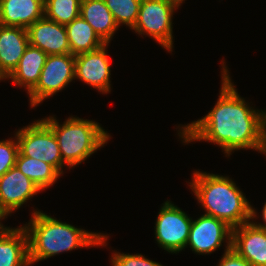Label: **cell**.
<instances>
[{
    "instance_id": "obj_1",
    "label": "cell",
    "mask_w": 266,
    "mask_h": 266,
    "mask_svg": "<svg viewBox=\"0 0 266 266\" xmlns=\"http://www.w3.org/2000/svg\"><path fill=\"white\" fill-rule=\"evenodd\" d=\"M222 80L215 106L203 118L177 128L182 142H213L226 157L236 150L265 151L266 111L253 109L237 91L222 59ZM181 128V129H180Z\"/></svg>"
},
{
    "instance_id": "obj_2",
    "label": "cell",
    "mask_w": 266,
    "mask_h": 266,
    "mask_svg": "<svg viewBox=\"0 0 266 266\" xmlns=\"http://www.w3.org/2000/svg\"><path fill=\"white\" fill-rule=\"evenodd\" d=\"M28 224L22 226L28 236L30 265L78 248L107 246L108 235L77 228L39 210H33Z\"/></svg>"
},
{
    "instance_id": "obj_3",
    "label": "cell",
    "mask_w": 266,
    "mask_h": 266,
    "mask_svg": "<svg viewBox=\"0 0 266 266\" xmlns=\"http://www.w3.org/2000/svg\"><path fill=\"white\" fill-rule=\"evenodd\" d=\"M192 177L189 186L205 215L224 221L232 229L259 217L229 176L196 170Z\"/></svg>"
},
{
    "instance_id": "obj_4",
    "label": "cell",
    "mask_w": 266,
    "mask_h": 266,
    "mask_svg": "<svg viewBox=\"0 0 266 266\" xmlns=\"http://www.w3.org/2000/svg\"><path fill=\"white\" fill-rule=\"evenodd\" d=\"M52 129L60 149L63 163L70 168L84 162L111 137L96 121L79 117H68L63 124L54 116L42 118Z\"/></svg>"
},
{
    "instance_id": "obj_5",
    "label": "cell",
    "mask_w": 266,
    "mask_h": 266,
    "mask_svg": "<svg viewBox=\"0 0 266 266\" xmlns=\"http://www.w3.org/2000/svg\"><path fill=\"white\" fill-rule=\"evenodd\" d=\"M182 2L179 0H142L136 24L132 28L138 35H148L169 53L173 46L174 10L177 11Z\"/></svg>"
},
{
    "instance_id": "obj_6",
    "label": "cell",
    "mask_w": 266,
    "mask_h": 266,
    "mask_svg": "<svg viewBox=\"0 0 266 266\" xmlns=\"http://www.w3.org/2000/svg\"><path fill=\"white\" fill-rule=\"evenodd\" d=\"M19 152L52 165L60 174L65 167L52 129L41 119L15 132Z\"/></svg>"
},
{
    "instance_id": "obj_7",
    "label": "cell",
    "mask_w": 266,
    "mask_h": 266,
    "mask_svg": "<svg viewBox=\"0 0 266 266\" xmlns=\"http://www.w3.org/2000/svg\"><path fill=\"white\" fill-rule=\"evenodd\" d=\"M74 69L75 56L71 53L48 55L36 86L28 93L31 108L56 95L75 80Z\"/></svg>"
},
{
    "instance_id": "obj_8",
    "label": "cell",
    "mask_w": 266,
    "mask_h": 266,
    "mask_svg": "<svg viewBox=\"0 0 266 266\" xmlns=\"http://www.w3.org/2000/svg\"><path fill=\"white\" fill-rule=\"evenodd\" d=\"M193 219L171 201L161 206L155 222V239L162 249L179 253L186 248Z\"/></svg>"
},
{
    "instance_id": "obj_9",
    "label": "cell",
    "mask_w": 266,
    "mask_h": 266,
    "mask_svg": "<svg viewBox=\"0 0 266 266\" xmlns=\"http://www.w3.org/2000/svg\"><path fill=\"white\" fill-rule=\"evenodd\" d=\"M232 228L218 218L202 214L192 221L187 246L199 255L215 252L226 242L231 248Z\"/></svg>"
},
{
    "instance_id": "obj_10",
    "label": "cell",
    "mask_w": 266,
    "mask_h": 266,
    "mask_svg": "<svg viewBox=\"0 0 266 266\" xmlns=\"http://www.w3.org/2000/svg\"><path fill=\"white\" fill-rule=\"evenodd\" d=\"M107 46L75 56V79H79L102 94L111 91V67Z\"/></svg>"
},
{
    "instance_id": "obj_11",
    "label": "cell",
    "mask_w": 266,
    "mask_h": 266,
    "mask_svg": "<svg viewBox=\"0 0 266 266\" xmlns=\"http://www.w3.org/2000/svg\"><path fill=\"white\" fill-rule=\"evenodd\" d=\"M41 190L16 166L0 177V208L9 216Z\"/></svg>"
},
{
    "instance_id": "obj_12",
    "label": "cell",
    "mask_w": 266,
    "mask_h": 266,
    "mask_svg": "<svg viewBox=\"0 0 266 266\" xmlns=\"http://www.w3.org/2000/svg\"><path fill=\"white\" fill-rule=\"evenodd\" d=\"M231 248L253 266H266V230L252 221L232 229Z\"/></svg>"
},
{
    "instance_id": "obj_13",
    "label": "cell",
    "mask_w": 266,
    "mask_h": 266,
    "mask_svg": "<svg viewBox=\"0 0 266 266\" xmlns=\"http://www.w3.org/2000/svg\"><path fill=\"white\" fill-rule=\"evenodd\" d=\"M27 32L29 44L41 49L47 55L71 53L65 25L43 17L34 22Z\"/></svg>"
},
{
    "instance_id": "obj_14",
    "label": "cell",
    "mask_w": 266,
    "mask_h": 266,
    "mask_svg": "<svg viewBox=\"0 0 266 266\" xmlns=\"http://www.w3.org/2000/svg\"><path fill=\"white\" fill-rule=\"evenodd\" d=\"M28 45L27 29L0 25V77L3 81L17 67Z\"/></svg>"
},
{
    "instance_id": "obj_15",
    "label": "cell",
    "mask_w": 266,
    "mask_h": 266,
    "mask_svg": "<svg viewBox=\"0 0 266 266\" xmlns=\"http://www.w3.org/2000/svg\"><path fill=\"white\" fill-rule=\"evenodd\" d=\"M44 17V0H0V25L28 29Z\"/></svg>"
},
{
    "instance_id": "obj_16",
    "label": "cell",
    "mask_w": 266,
    "mask_h": 266,
    "mask_svg": "<svg viewBox=\"0 0 266 266\" xmlns=\"http://www.w3.org/2000/svg\"><path fill=\"white\" fill-rule=\"evenodd\" d=\"M0 266H30L28 236L22 226L0 233Z\"/></svg>"
},
{
    "instance_id": "obj_17",
    "label": "cell",
    "mask_w": 266,
    "mask_h": 266,
    "mask_svg": "<svg viewBox=\"0 0 266 266\" xmlns=\"http://www.w3.org/2000/svg\"><path fill=\"white\" fill-rule=\"evenodd\" d=\"M47 56L44 51L29 44L17 67L6 79H11L20 88H26L29 93L39 80Z\"/></svg>"
},
{
    "instance_id": "obj_18",
    "label": "cell",
    "mask_w": 266,
    "mask_h": 266,
    "mask_svg": "<svg viewBox=\"0 0 266 266\" xmlns=\"http://www.w3.org/2000/svg\"><path fill=\"white\" fill-rule=\"evenodd\" d=\"M80 16L92 26L105 44L110 43L119 29L104 0H81Z\"/></svg>"
},
{
    "instance_id": "obj_19",
    "label": "cell",
    "mask_w": 266,
    "mask_h": 266,
    "mask_svg": "<svg viewBox=\"0 0 266 266\" xmlns=\"http://www.w3.org/2000/svg\"><path fill=\"white\" fill-rule=\"evenodd\" d=\"M65 28L71 54L74 56L94 51L105 44L95 33L92 26L81 16L66 24Z\"/></svg>"
},
{
    "instance_id": "obj_20",
    "label": "cell",
    "mask_w": 266,
    "mask_h": 266,
    "mask_svg": "<svg viewBox=\"0 0 266 266\" xmlns=\"http://www.w3.org/2000/svg\"><path fill=\"white\" fill-rule=\"evenodd\" d=\"M15 166L41 191L51 187L61 174L50 164L22 155H17Z\"/></svg>"
},
{
    "instance_id": "obj_21",
    "label": "cell",
    "mask_w": 266,
    "mask_h": 266,
    "mask_svg": "<svg viewBox=\"0 0 266 266\" xmlns=\"http://www.w3.org/2000/svg\"><path fill=\"white\" fill-rule=\"evenodd\" d=\"M81 0H44V17L62 25L80 16Z\"/></svg>"
},
{
    "instance_id": "obj_22",
    "label": "cell",
    "mask_w": 266,
    "mask_h": 266,
    "mask_svg": "<svg viewBox=\"0 0 266 266\" xmlns=\"http://www.w3.org/2000/svg\"><path fill=\"white\" fill-rule=\"evenodd\" d=\"M113 18L120 27L123 24L132 29L137 22L142 0H104Z\"/></svg>"
},
{
    "instance_id": "obj_23",
    "label": "cell",
    "mask_w": 266,
    "mask_h": 266,
    "mask_svg": "<svg viewBox=\"0 0 266 266\" xmlns=\"http://www.w3.org/2000/svg\"><path fill=\"white\" fill-rule=\"evenodd\" d=\"M14 137V139L0 140V177L15 166L19 146L16 135Z\"/></svg>"
},
{
    "instance_id": "obj_24",
    "label": "cell",
    "mask_w": 266,
    "mask_h": 266,
    "mask_svg": "<svg viewBox=\"0 0 266 266\" xmlns=\"http://www.w3.org/2000/svg\"><path fill=\"white\" fill-rule=\"evenodd\" d=\"M111 266H163L161 263L147 259L145 255L128 254L121 252L112 253Z\"/></svg>"
},
{
    "instance_id": "obj_25",
    "label": "cell",
    "mask_w": 266,
    "mask_h": 266,
    "mask_svg": "<svg viewBox=\"0 0 266 266\" xmlns=\"http://www.w3.org/2000/svg\"><path fill=\"white\" fill-rule=\"evenodd\" d=\"M217 266H253L232 248H225Z\"/></svg>"
},
{
    "instance_id": "obj_26",
    "label": "cell",
    "mask_w": 266,
    "mask_h": 266,
    "mask_svg": "<svg viewBox=\"0 0 266 266\" xmlns=\"http://www.w3.org/2000/svg\"><path fill=\"white\" fill-rule=\"evenodd\" d=\"M261 213H262L261 216H262V219H263L264 224H263V223L254 222L253 220H252V222H253L257 227L266 230V202L264 203V206H263V209H262V212H261Z\"/></svg>"
},
{
    "instance_id": "obj_27",
    "label": "cell",
    "mask_w": 266,
    "mask_h": 266,
    "mask_svg": "<svg viewBox=\"0 0 266 266\" xmlns=\"http://www.w3.org/2000/svg\"><path fill=\"white\" fill-rule=\"evenodd\" d=\"M7 214L0 208V233L4 232L5 230H7L9 227H5L1 221L7 218Z\"/></svg>"
},
{
    "instance_id": "obj_28",
    "label": "cell",
    "mask_w": 266,
    "mask_h": 266,
    "mask_svg": "<svg viewBox=\"0 0 266 266\" xmlns=\"http://www.w3.org/2000/svg\"><path fill=\"white\" fill-rule=\"evenodd\" d=\"M264 155H266V136H265V151H264Z\"/></svg>"
}]
</instances>
